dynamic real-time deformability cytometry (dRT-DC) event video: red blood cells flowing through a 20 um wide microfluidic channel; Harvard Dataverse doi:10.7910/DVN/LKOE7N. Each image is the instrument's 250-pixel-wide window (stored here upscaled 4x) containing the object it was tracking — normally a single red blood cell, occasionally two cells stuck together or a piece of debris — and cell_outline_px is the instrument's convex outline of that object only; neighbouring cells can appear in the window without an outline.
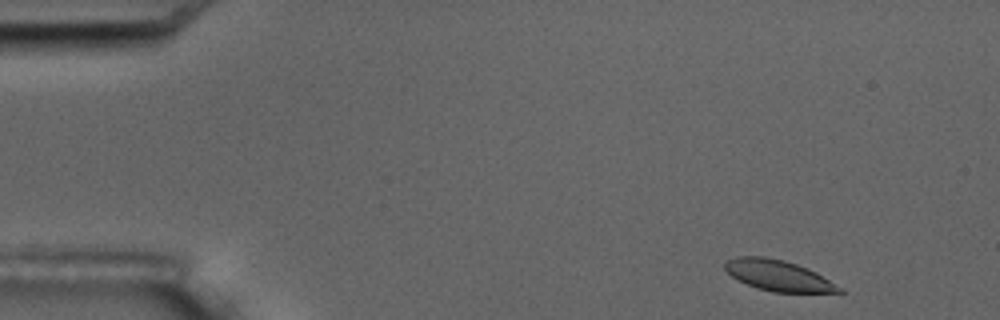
{"species": "common noctule bat (a hibernating species)", "species_latin": "Nyctalus noctula", "temperature_condition": "room temperature", "stored_images_in_passage": 4, "camera_frame_rate_fps": 3000, "um_per_image_px": 0.085, "animal": {"sex": "male", "body_mass_g": 17.5, "forearm_length_mm": 52.3}, "frame": {"image": 1, "passage_image": 1, "time_ms": 0.0, "image_size_px": [1000, 320], "cell_outline_px": [[844, 292], [772, 292], [756, 288], [736, 280], [724, 268], [724, 264], [728, 260], [736, 256], [764, 256], [784, 260], [808, 268], [816, 272], [844, 288]], "centroid_in_image_um": [66.15, 23.42], "position_along_channel_um": 18.8, "area_um2": 20.63}}
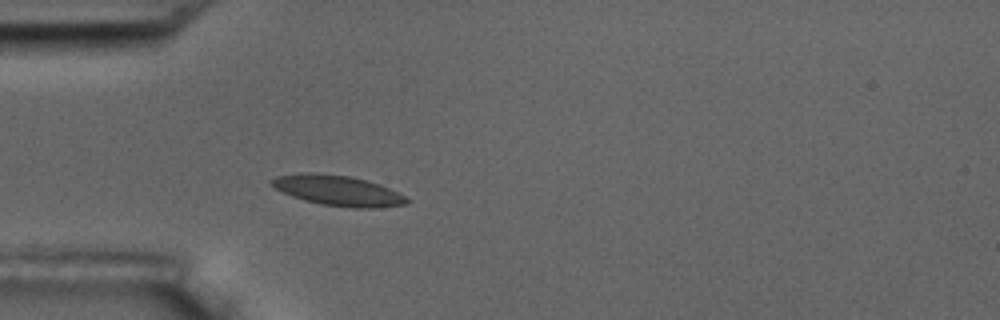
{"frame": {"image": 2, "passage_image": 4, "time_ms": 3.667, "image_size_px": [1000, 320], "cell_outline_px": [[412, 200], [408, 204], [376, 208], [352, 208], [320, 204], [304, 200], [292, 196], [268, 184], [268, 180], [276, 176], [304, 172], [316, 172], [348, 176], [380, 184]], "centroid_in_image_um": [28.7, 16.2], "position_along_channel_um": 56.3, "area_um2": 23.99}}